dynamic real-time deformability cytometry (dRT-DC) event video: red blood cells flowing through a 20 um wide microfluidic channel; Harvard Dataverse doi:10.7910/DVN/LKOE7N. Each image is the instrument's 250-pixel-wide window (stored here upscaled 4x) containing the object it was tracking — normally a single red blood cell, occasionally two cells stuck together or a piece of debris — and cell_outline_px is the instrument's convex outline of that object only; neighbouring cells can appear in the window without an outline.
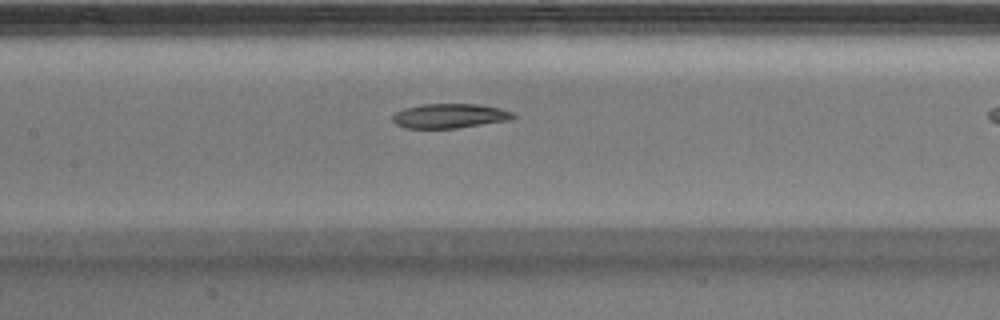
{"species": "Egyptian fruit bat (a non-hibernating species)", "species_latin": "Rousettus aegyptiacus", "temperature_condition": "warm", "stored_images_in_passage": 30, "camera_frame_rate_fps": 3000, "um_per_image_px": 0.085, "animal": {"sex": "male"}, "frame": {"image": 1, "passage_image": 13, "time_ms": 4.0, "image_size_px": [1000, 320], "cell_outline_px": [[516, 116], [508, 120], [456, 128], [404, 128], [396, 124], [392, 120], [392, 116], [396, 112], [404, 108], [424, 104], [476, 104], [500, 108], [512, 112]], "centroid_in_image_um": [38.19, 9.85], "position_along_channel_um": 169.2, "area_um2": 17.05}}